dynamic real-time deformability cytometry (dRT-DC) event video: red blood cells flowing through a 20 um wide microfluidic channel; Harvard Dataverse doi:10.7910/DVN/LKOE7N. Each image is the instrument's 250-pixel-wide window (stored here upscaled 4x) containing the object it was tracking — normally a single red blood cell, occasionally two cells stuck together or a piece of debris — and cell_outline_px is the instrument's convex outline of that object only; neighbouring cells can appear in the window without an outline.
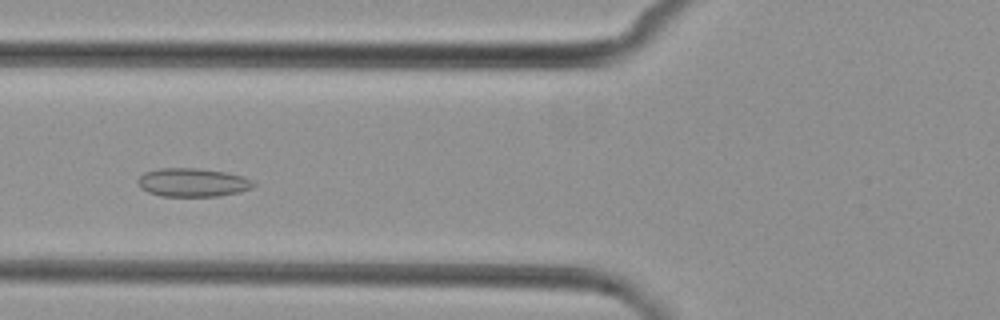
{"species": "common noctule bat (a hibernating species)", "species_latin": "Nyctalus noctula", "temperature_condition": "cold", "stored_images_in_passage": 6, "camera_frame_rate_fps": 3000, "um_per_image_px": 0.085, "animal": {"sex": "female", "body_mass_g": 29.2, "forearm_length_mm": 56.3}, "frame": {"image": 1, "passage_image": 3, "time_ms": 2.667, "image_size_px": [1000, 320], "cell_outline_px": [[256, 184], [252, 188], [240, 192], [220, 196], [160, 196], [148, 192], [140, 188], [136, 180], [144, 172], [160, 168], [196, 168], [224, 172], [244, 176], [252, 180]], "centroid_in_image_um": [16.37, 15.51], "position_along_channel_um": 109.4, "area_um2": 19.36}}
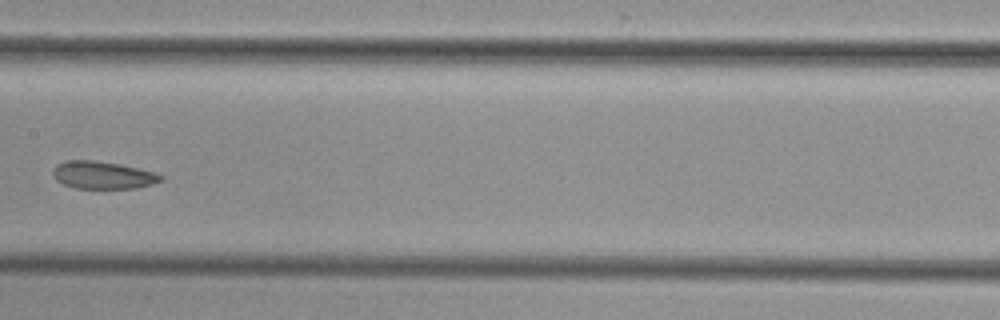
{"frame": {"image": 2, "passage_image": 5, "time_ms": 5.0, "image_size_px": [1000, 320], "cell_outline_px": [[164, 176], [160, 180], [152, 184], [136, 188], [76, 188], [64, 184], [56, 180], [52, 176], [52, 168], [56, 164], [68, 160], [92, 160], [120, 164], [156, 172]], "centroid_in_image_um": [8.71, 14.87], "position_along_channel_um": 198.7, "area_um2": 17.34}}
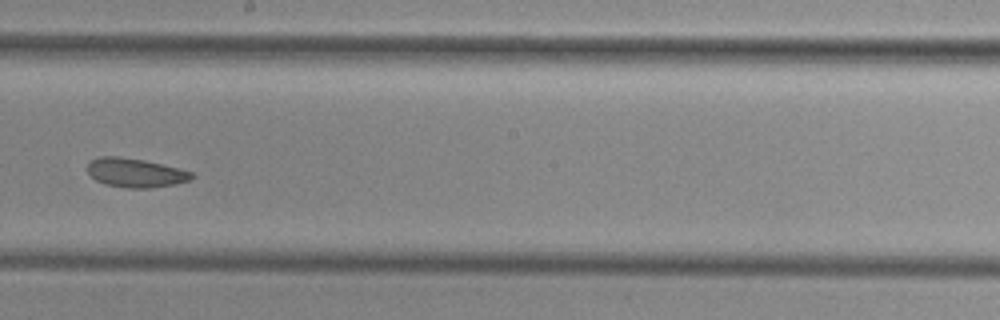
{"frame": {"image": 3, "passage_image": 6, "time_ms": 6.0, "image_size_px": [1000, 320], "cell_outline_px": [[196, 176], [188, 180], [176, 184], [148, 188], [128, 188], [104, 184], [96, 180], [88, 172], [88, 164], [92, 160], [100, 156], [120, 156], [144, 160], [192, 172]], "centroid_in_image_um": [11.5, 14.69], "position_along_channel_um": 236.7, "area_um2": 17.46}}